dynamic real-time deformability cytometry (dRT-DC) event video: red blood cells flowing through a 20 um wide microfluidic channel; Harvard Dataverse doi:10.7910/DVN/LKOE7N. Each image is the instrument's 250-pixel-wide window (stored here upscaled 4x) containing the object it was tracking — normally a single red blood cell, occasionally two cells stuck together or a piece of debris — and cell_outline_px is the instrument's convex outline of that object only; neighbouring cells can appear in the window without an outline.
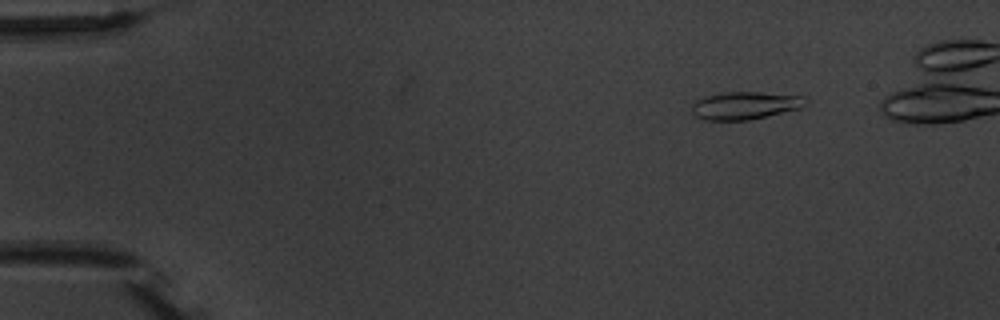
{"species": "common noctule bat (a hibernating species)", "species_latin": "Nyctalus noctula", "temperature_condition": "warm", "stored_images_in_passage": 6, "camera_frame_rate_fps": 3000, "um_per_image_px": 0.085, "animal": {"sex": "male", "body_mass_g": 20.1, "forearm_length_mm": 53.5}, "frame": {"image": 1, "passage_image": 2, "time_ms": 2.0, "image_size_px": [1000, 320], "cell_outline_px": [[808, 100], [800, 108], [748, 120], [704, 120], [692, 116], [692, 104], [696, 100], [704, 96], [720, 92], [760, 92], [804, 96]], "centroid_in_image_um": [63.26, 8.96], "position_along_channel_um": 21.7, "area_um2": 18.44}}